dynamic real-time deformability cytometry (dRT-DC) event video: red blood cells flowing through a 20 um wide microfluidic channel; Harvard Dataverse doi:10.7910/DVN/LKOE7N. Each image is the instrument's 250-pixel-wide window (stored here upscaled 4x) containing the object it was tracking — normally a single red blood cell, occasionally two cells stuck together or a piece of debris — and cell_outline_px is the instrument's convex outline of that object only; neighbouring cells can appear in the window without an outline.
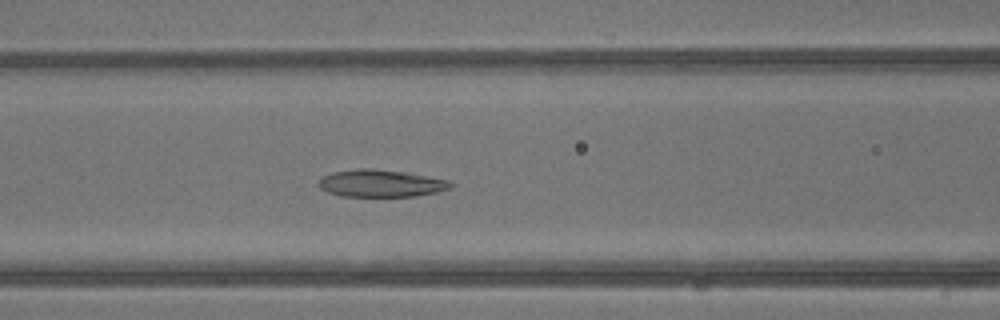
{"species": "common noctule bat (a hibernating species)", "species_latin": "Nyctalus noctula", "temperature_condition": "warm", "stored_images_in_passage": 42, "camera_frame_rate_fps": 3000, "um_per_image_px": 0.085, "animal": {"sex": "male", "body_mass_g": 13.3}, "frame": {"image": 1, "passage_image": 17, "time_ms": 5.333, "image_size_px": [1000, 320], "cell_outline_px": [[452, 188], [436, 192], [412, 196], [344, 196], [328, 192], [320, 188], [320, 180], [324, 176], [332, 172], [356, 168], [372, 168], [404, 172], [428, 176], [448, 180], [452, 184]], "centroid_in_image_um": [32.38, 15.57], "position_along_channel_um": 134.2, "area_um2": 20.75}}
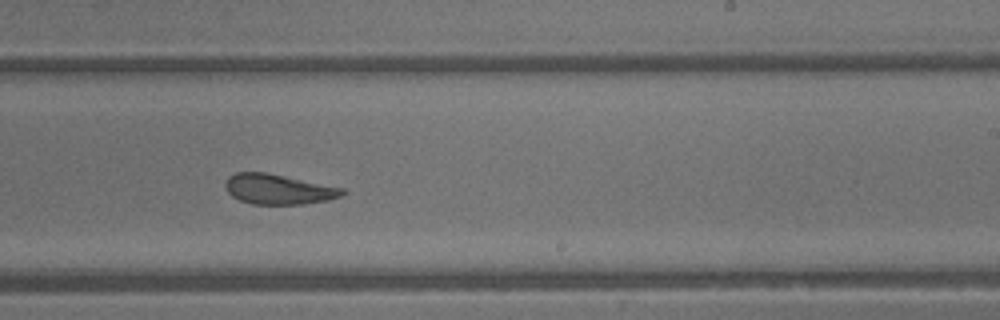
{"frame": {"image": 2, "passage_image": 25, "time_ms": 8.0, "image_size_px": [1000, 320], "cell_outline_px": [[348, 192], [340, 196], [328, 200], [304, 204], [252, 204], [240, 200], [232, 196], [228, 192], [224, 184], [228, 176], [236, 172], [264, 172], [344, 188]], "centroid_in_image_um": [23.65, 16.09], "position_along_channel_um": 265.3, "area_um2": 20.46}}
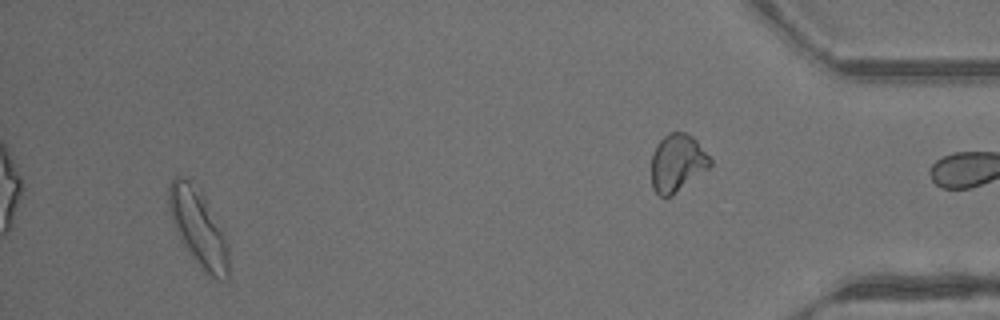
{"frame": {"image": 3, "passage_image": 39, "time_ms": 12.667, "image_size_px": [1000, 320], "cell_outline_px": [[228, 280], [220, 280], [212, 276], [192, 256], [180, 240], [172, 220], [168, 204], [168, 184], [176, 176], [184, 176], [200, 188], [224, 228], [228, 236]], "centroid_in_image_um": [16.89, 19.27], "position_along_channel_um": 418.3, "area_um2": 27.22}, "authors_computed_cell_mechanics": {"area_um2": 22.8888, "velocity_mm_per_s": 4.9252, "shape_relaxation_time_tau1_ms": null, "shape_relaxation_time_tau2_ms": 2.2207, "deformation_change_tau1": null, "deformation_change_tau2": 0.1159}}